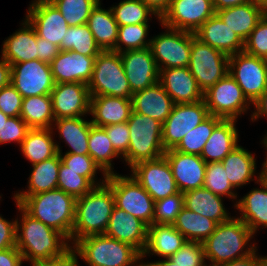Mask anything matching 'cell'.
Masks as SVG:
<instances>
[{"instance_id":"50","label":"cell","mask_w":267,"mask_h":266,"mask_svg":"<svg viewBox=\"0 0 267 266\" xmlns=\"http://www.w3.org/2000/svg\"><path fill=\"white\" fill-rule=\"evenodd\" d=\"M243 51L249 55L267 59V14H264L244 41Z\"/></svg>"},{"instance_id":"19","label":"cell","mask_w":267,"mask_h":266,"mask_svg":"<svg viewBox=\"0 0 267 266\" xmlns=\"http://www.w3.org/2000/svg\"><path fill=\"white\" fill-rule=\"evenodd\" d=\"M50 95L55 119L84 117L90 114L91 97L87 84H55Z\"/></svg>"},{"instance_id":"45","label":"cell","mask_w":267,"mask_h":266,"mask_svg":"<svg viewBox=\"0 0 267 266\" xmlns=\"http://www.w3.org/2000/svg\"><path fill=\"white\" fill-rule=\"evenodd\" d=\"M62 14L69 26L83 25L100 0H49Z\"/></svg>"},{"instance_id":"21","label":"cell","mask_w":267,"mask_h":266,"mask_svg":"<svg viewBox=\"0 0 267 266\" xmlns=\"http://www.w3.org/2000/svg\"><path fill=\"white\" fill-rule=\"evenodd\" d=\"M95 58L72 51H60L50 63L55 84H88L92 77Z\"/></svg>"},{"instance_id":"31","label":"cell","mask_w":267,"mask_h":266,"mask_svg":"<svg viewBox=\"0 0 267 266\" xmlns=\"http://www.w3.org/2000/svg\"><path fill=\"white\" fill-rule=\"evenodd\" d=\"M254 157L255 154L238 145L221 161L227 178L235 189L250 184L251 181L260 180V173H258L259 176H255L256 159Z\"/></svg>"},{"instance_id":"12","label":"cell","mask_w":267,"mask_h":266,"mask_svg":"<svg viewBox=\"0 0 267 266\" xmlns=\"http://www.w3.org/2000/svg\"><path fill=\"white\" fill-rule=\"evenodd\" d=\"M228 74L237 82L244 95L253 104L267 90L266 59L244 51L229 56Z\"/></svg>"},{"instance_id":"17","label":"cell","mask_w":267,"mask_h":266,"mask_svg":"<svg viewBox=\"0 0 267 266\" xmlns=\"http://www.w3.org/2000/svg\"><path fill=\"white\" fill-rule=\"evenodd\" d=\"M25 18L38 37L60 47L69 25L61 12L49 0H32Z\"/></svg>"},{"instance_id":"64","label":"cell","mask_w":267,"mask_h":266,"mask_svg":"<svg viewBox=\"0 0 267 266\" xmlns=\"http://www.w3.org/2000/svg\"><path fill=\"white\" fill-rule=\"evenodd\" d=\"M142 266H183V265H178L175 264L173 261H171L169 258H163V259H159L158 261H154V262H149L147 261L142 263Z\"/></svg>"},{"instance_id":"34","label":"cell","mask_w":267,"mask_h":266,"mask_svg":"<svg viewBox=\"0 0 267 266\" xmlns=\"http://www.w3.org/2000/svg\"><path fill=\"white\" fill-rule=\"evenodd\" d=\"M216 14L231 31L245 41L265 13L253 0L235 7L222 9Z\"/></svg>"},{"instance_id":"37","label":"cell","mask_w":267,"mask_h":266,"mask_svg":"<svg viewBox=\"0 0 267 266\" xmlns=\"http://www.w3.org/2000/svg\"><path fill=\"white\" fill-rule=\"evenodd\" d=\"M86 24L102 51L115 48L119 26L114 19L111 8L103 9L101 1H99L92 9Z\"/></svg>"},{"instance_id":"23","label":"cell","mask_w":267,"mask_h":266,"mask_svg":"<svg viewBox=\"0 0 267 266\" xmlns=\"http://www.w3.org/2000/svg\"><path fill=\"white\" fill-rule=\"evenodd\" d=\"M147 228L143 221L114 206L104 234L128 243L142 253L147 242Z\"/></svg>"},{"instance_id":"1","label":"cell","mask_w":267,"mask_h":266,"mask_svg":"<svg viewBox=\"0 0 267 266\" xmlns=\"http://www.w3.org/2000/svg\"><path fill=\"white\" fill-rule=\"evenodd\" d=\"M16 206L22 216L16 219V247L24 261H47L62 256L72 247L62 233L33 218L18 203Z\"/></svg>"},{"instance_id":"8","label":"cell","mask_w":267,"mask_h":266,"mask_svg":"<svg viewBox=\"0 0 267 266\" xmlns=\"http://www.w3.org/2000/svg\"><path fill=\"white\" fill-rule=\"evenodd\" d=\"M112 190L115 206L143 221L153 224L155 201L130 175L118 173L107 175L105 182Z\"/></svg>"},{"instance_id":"66","label":"cell","mask_w":267,"mask_h":266,"mask_svg":"<svg viewBox=\"0 0 267 266\" xmlns=\"http://www.w3.org/2000/svg\"><path fill=\"white\" fill-rule=\"evenodd\" d=\"M261 10L267 14V0H254Z\"/></svg>"},{"instance_id":"15","label":"cell","mask_w":267,"mask_h":266,"mask_svg":"<svg viewBox=\"0 0 267 266\" xmlns=\"http://www.w3.org/2000/svg\"><path fill=\"white\" fill-rule=\"evenodd\" d=\"M11 84L23 98L51 94L55 86L50 64L39 59L11 65Z\"/></svg>"},{"instance_id":"58","label":"cell","mask_w":267,"mask_h":266,"mask_svg":"<svg viewBox=\"0 0 267 266\" xmlns=\"http://www.w3.org/2000/svg\"><path fill=\"white\" fill-rule=\"evenodd\" d=\"M23 256L17 247L0 251V266H22Z\"/></svg>"},{"instance_id":"56","label":"cell","mask_w":267,"mask_h":266,"mask_svg":"<svg viewBox=\"0 0 267 266\" xmlns=\"http://www.w3.org/2000/svg\"><path fill=\"white\" fill-rule=\"evenodd\" d=\"M78 255L76 251L71 247L62 256L53 258L47 261L31 263L32 266H79Z\"/></svg>"},{"instance_id":"32","label":"cell","mask_w":267,"mask_h":266,"mask_svg":"<svg viewBox=\"0 0 267 266\" xmlns=\"http://www.w3.org/2000/svg\"><path fill=\"white\" fill-rule=\"evenodd\" d=\"M91 120L83 117L55 119L51 129H57L59 138L70 148L66 153L89 155L88 140Z\"/></svg>"},{"instance_id":"24","label":"cell","mask_w":267,"mask_h":266,"mask_svg":"<svg viewBox=\"0 0 267 266\" xmlns=\"http://www.w3.org/2000/svg\"><path fill=\"white\" fill-rule=\"evenodd\" d=\"M194 34L202 43L208 44L228 56L244 50V41L231 31L217 14L207 19Z\"/></svg>"},{"instance_id":"39","label":"cell","mask_w":267,"mask_h":266,"mask_svg":"<svg viewBox=\"0 0 267 266\" xmlns=\"http://www.w3.org/2000/svg\"><path fill=\"white\" fill-rule=\"evenodd\" d=\"M173 226L187 241L202 243L215 231L217 223L214 220L183 207L177 215Z\"/></svg>"},{"instance_id":"61","label":"cell","mask_w":267,"mask_h":266,"mask_svg":"<svg viewBox=\"0 0 267 266\" xmlns=\"http://www.w3.org/2000/svg\"><path fill=\"white\" fill-rule=\"evenodd\" d=\"M145 5L149 6L161 18L168 10L171 0H141Z\"/></svg>"},{"instance_id":"68","label":"cell","mask_w":267,"mask_h":266,"mask_svg":"<svg viewBox=\"0 0 267 266\" xmlns=\"http://www.w3.org/2000/svg\"><path fill=\"white\" fill-rule=\"evenodd\" d=\"M261 142H262V145L264 144L265 150H267V135L264 136Z\"/></svg>"},{"instance_id":"60","label":"cell","mask_w":267,"mask_h":266,"mask_svg":"<svg viewBox=\"0 0 267 266\" xmlns=\"http://www.w3.org/2000/svg\"><path fill=\"white\" fill-rule=\"evenodd\" d=\"M253 107H255L254 112L250 115L252 122L267 117V90L253 103Z\"/></svg>"},{"instance_id":"13","label":"cell","mask_w":267,"mask_h":266,"mask_svg":"<svg viewBox=\"0 0 267 266\" xmlns=\"http://www.w3.org/2000/svg\"><path fill=\"white\" fill-rule=\"evenodd\" d=\"M209 116L204 100L175 104L163 123L162 145L165 151L174 149L191 130Z\"/></svg>"},{"instance_id":"43","label":"cell","mask_w":267,"mask_h":266,"mask_svg":"<svg viewBox=\"0 0 267 266\" xmlns=\"http://www.w3.org/2000/svg\"><path fill=\"white\" fill-rule=\"evenodd\" d=\"M222 120L219 117L209 115L202 123L186 134L174 150L200 156L214 128Z\"/></svg>"},{"instance_id":"59","label":"cell","mask_w":267,"mask_h":266,"mask_svg":"<svg viewBox=\"0 0 267 266\" xmlns=\"http://www.w3.org/2000/svg\"><path fill=\"white\" fill-rule=\"evenodd\" d=\"M257 249L247 257L237 259L225 264H222L220 266H264L261 256L258 255Z\"/></svg>"},{"instance_id":"16","label":"cell","mask_w":267,"mask_h":266,"mask_svg":"<svg viewBox=\"0 0 267 266\" xmlns=\"http://www.w3.org/2000/svg\"><path fill=\"white\" fill-rule=\"evenodd\" d=\"M215 14L212 0H171L159 22L173 29L194 33Z\"/></svg>"},{"instance_id":"52","label":"cell","mask_w":267,"mask_h":266,"mask_svg":"<svg viewBox=\"0 0 267 266\" xmlns=\"http://www.w3.org/2000/svg\"><path fill=\"white\" fill-rule=\"evenodd\" d=\"M30 130L20 116L9 117L0 128V145L14 142L20 146Z\"/></svg>"},{"instance_id":"6","label":"cell","mask_w":267,"mask_h":266,"mask_svg":"<svg viewBox=\"0 0 267 266\" xmlns=\"http://www.w3.org/2000/svg\"><path fill=\"white\" fill-rule=\"evenodd\" d=\"M130 131L129 149L122 157L128 167L156 160L166 152L162 145L163 124L149 116L132 111L127 121Z\"/></svg>"},{"instance_id":"4","label":"cell","mask_w":267,"mask_h":266,"mask_svg":"<svg viewBox=\"0 0 267 266\" xmlns=\"http://www.w3.org/2000/svg\"><path fill=\"white\" fill-rule=\"evenodd\" d=\"M76 199L59 188L22 197L17 203L33 218L59 231L71 242Z\"/></svg>"},{"instance_id":"3","label":"cell","mask_w":267,"mask_h":266,"mask_svg":"<svg viewBox=\"0 0 267 266\" xmlns=\"http://www.w3.org/2000/svg\"><path fill=\"white\" fill-rule=\"evenodd\" d=\"M114 206L113 192L106 183L77 198L70 245L87 236L104 234Z\"/></svg>"},{"instance_id":"40","label":"cell","mask_w":267,"mask_h":266,"mask_svg":"<svg viewBox=\"0 0 267 266\" xmlns=\"http://www.w3.org/2000/svg\"><path fill=\"white\" fill-rule=\"evenodd\" d=\"M89 156L106 174H114L112 160L120 155L115 151L106 131L91 124L88 140Z\"/></svg>"},{"instance_id":"26","label":"cell","mask_w":267,"mask_h":266,"mask_svg":"<svg viewBox=\"0 0 267 266\" xmlns=\"http://www.w3.org/2000/svg\"><path fill=\"white\" fill-rule=\"evenodd\" d=\"M91 123L97 127L127 122L133 111L131 98L90 96Z\"/></svg>"},{"instance_id":"44","label":"cell","mask_w":267,"mask_h":266,"mask_svg":"<svg viewBox=\"0 0 267 266\" xmlns=\"http://www.w3.org/2000/svg\"><path fill=\"white\" fill-rule=\"evenodd\" d=\"M148 28L149 23L119 26L117 43L112 51L121 53L127 50L150 47L151 39H147Z\"/></svg>"},{"instance_id":"54","label":"cell","mask_w":267,"mask_h":266,"mask_svg":"<svg viewBox=\"0 0 267 266\" xmlns=\"http://www.w3.org/2000/svg\"><path fill=\"white\" fill-rule=\"evenodd\" d=\"M22 100V95L12 84L0 89V110L8 117L20 116Z\"/></svg>"},{"instance_id":"5","label":"cell","mask_w":267,"mask_h":266,"mask_svg":"<svg viewBox=\"0 0 267 266\" xmlns=\"http://www.w3.org/2000/svg\"><path fill=\"white\" fill-rule=\"evenodd\" d=\"M72 248L89 266H142L143 263L136 248L105 234L79 239Z\"/></svg>"},{"instance_id":"48","label":"cell","mask_w":267,"mask_h":266,"mask_svg":"<svg viewBox=\"0 0 267 266\" xmlns=\"http://www.w3.org/2000/svg\"><path fill=\"white\" fill-rule=\"evenodd\" d=\"M94 187L86 177L78 175V172L70 170L61 162L57 188L77 199L90 192Z\"/></svg>"},{"instance_id":"62","label":"cell","mask_w":267,"mask_h":266,"mask_svg":"<svg viewBox=\"0 0 267 266\" xmlns=\"http://www.w3.org/2000/svg\"><path fill=\"white\" fill-rule=\"evenodd\" d=\"M11 84V65L1 57L0 59V89Z\"/></svg>"},{"instance_id":"33","label":"cell","mask_w":267,"mask_h":266,"mask_svg":"<svg viewBox=\"0 0 267 266\" xmlns=\"http://www.w3.org/2000/svg\"><path fill=\"white\" fill-rule=\"evenodd\" d=\"M61 164L60 154L32 165L27 190L19 191L13 198L17 203L22 197H29L39 193L51 191L57 188L59 168Z\"/></svg>"},{"instance_id":"35","label":"cell","mask_w":267,"mask_h":266,"mask_svg":"<svg viewBox=\"0 0 267 266\" xmlns=\"http://www.w3.org/2000/svg\"><path fill=\"white\" fill-rule=\"evenodd\" d=\"M184 207L203 215L217 224L229 220L232 216L225 209L223 197L213 194L204 187L183 193ZM230 215V216H229Z\"/></svg>"},{"instance_id":"42","label":"cell","mask_w":267,"mask_h":266,"mask_svg":"<svg viewBox=\"0 0 267 266\" xmlns=\"http://www.w3.org/2000/svg\"><path fill=\"white\" fill-rule=\"evenodd\" d=\"M110 8L118 26L149 23L153 15L160 21L155 12L141 0H123Z\"/></svg>"},{"instance_id":"69","label":"cell","mask_w":267,"mask_h":266,"mask_svg":"<svg viewBox=\"0 0 267 266\" xmlns=\"http://www.w3.org/2000/svg\"><path fill=\"white\" fill-rule=\"evenodd\" d=\"M262 262L264 266H267V256H261Z\"/></svg>"},{"instance_id":"2","label":"cell","mask_w":267,"mask_h":266,"mask_svg":"<svg viewBox=\"0 0 267 266\" xmlns=\"http://www.w3.org/2000/svg\"><path fill=\"white\" fill-rule=\"evenodd\" d=\"M254 236L236 215L217 224L215 231L202 242L205 260H209L207 266H220L252 254L258 249L255 243L249 244Z\"/></svg>"},{"instance_id":"55","label":"cell","mask_w":267,"mask_h":266,"mask_svg":"<svg viewBox=\"0 0 267 266\" xmlns=\"http://www.w3.org/2000/svg\"><path fill=\"white\" fill-rule=\"evenodd\" d=\"M12 247H16V219L9 221L0 215V251Z\"/></svg>"},{"instance_id":"67","label":"cell","mask_w":267,"mask_h":266,"mask_svg":"<svg viewBox=\"0 0 267 266\" xmlns=\"http://www.w3.org/2000/svg\"><path fill=\"white\" fill-rule=\"evenodd\" d=\"M8 118L9 117L0 110V128L4 122L8 121Z\"/></svg>"},{"instance_id":"53","label":"cell","mask_w":267,"mask_h":266,"mask_svg":"<svg viewBox=\"0 0 267 266\" xmlns=\"http://www.w3.org/2000/svg\"><path fill=\"white\" fill-rule=\"evenodd\" d=\"M109 137L113 148L120 155V158L127 153L129 149L130 131L127 122L113 124L102 127Z\"/></svg>"},{"instance_id":"27","label":"cell","mask_w":267,"mask_h":266,"mask_svg":"<svg viewBox=\"0 0 267 266\" xmlns=\"http://www.w3.org/2000/svg\"><path fill=\"white\" fill-rule=\"evenodd\" d=\"M131 101L134 112L149 116L162 124L175 105L159 82L146 89L134 92Z\"/></svg>"},{"instance_id":"18","label":"cell","mask_w":267,"mask_h":266,"mask_svg":"<svg viewBox=\"0 0 267 266\" xmlns=\"http://www.w3.org/2000/svg\"><path fill=\"white\" fill-rule=\"evenodd\" d=\"M120 56L133 93L159 81V69L149 47L123 51Z\"/></svg>"},{"instance_id":"25","label":"cell","mask_w":267,"mask_h":266,"mask_svg":"<svg viewBox=\"0 0 267 266\" xmlns=\"http://www.w3.org/2000/svg\"><path fill=\"white\" fill-rule=\"evenodd\" d=\"M22 27L4 39L1 57L10 65L38 59L37 33L25 18Z\"/></svg>"},{"instance_id":"30","label":"cell","mask_w":267,"mask_h":266,"mask_svg":"<svg viewBox=\"0 0 267 266\" xmlns=\"http://www.w3.org/2000/svg\"><path fill=\"white\" fill-rule=\"evenodd\" d=\"M237 120H222L207 140L200 157L206 162H221L238 144Z\"/></svg>"},{"instance_id":"9","label":"cell","mask_w":267,"mask_h":266,"mask_svg":"<svg viewBox=\"0 0 267 266\" xmlns=\"http://www.w3.org/2000/svg\"><path fill=\"white\" fill-rule=\"evenodd\" d=\"M189 71L205 93L229 72V56L202 43L192 32Z\"/></svg>"},{"instance_id":"14","label":"cell","mask_w":267,"mask_h":266,"mask_svg":"<svg viewBox=\"0 0 267 266\" xmlns=\"http://www.w3.org/2000/svg\"><path fill=\"white\" fill-rule=\"evenodd\" d=\"M130 170L131 176L155 202L179 192L171 167L164 156L156 160L140 162Z\"/></svg>"},{"instance_id":"49","label":"cell","mask_w":267,"mask_h":266,"mask_svg":"<svg viewBox=\"0 0 267 266\" xmlns=\"http://www.w3.org/2000/svg\"><path fill=\"white\" fill-rule=\"evenodd\" d=\"M184 207L182 192L155 202L153 224H173Z\"/></svg>"},{"instance_id":"10","label":"cell","mask_w":267,"mask_h":266,"mask_svg":"<svg viewBox=\"0 0 267 266\" xmlns=\"http://www.w3.org/2000/svg\"><path fill=\"white\" fill-rule=\"evenodd\" d=\"M203 100L209 115L223 120H237L253 105L229 74L203 93Z\"/></svg>"},{"instance_id":"20","label":"cell","mask_w":267,"mask_h":266,"mask_svg":"<svg viewBox=\"0 0 267 266\" xmlns=\"http://www.w3.org/2000/svg\"><path fill=\"white\" fill-rule=\"evenodd\" d=\"M163 156L171 167L179 192L185 193L204 186L207 163L199 155L170 149Z\"/></svg>"},{"instance_id":"65","label":"cell","mask_w":267,"mask_h":266,"mask_svg":"<svg viewBox=\"0 0 267 266\" xmlns=\"http://www.w3.org/2000/svg\"><path fill=\"white\" fill-rule=\"evenodd\" d=\"M265 156V161L262 163V169L260 170V179L267 185V154Z\"/></svg>"},{"instance_id":"7","label":"cell","mask_w":267,"mask_h":266,"mask_svg":"<svg viewBox=\"0 0 267 266\" xmlns=\"http://www.w3.org/2000/svg\"><path fill=\"white\" fill-rule=\"evenodd\" d=\"M90 96L131 98L133 92L125 75L119 52L101 51L94 61V69L87 84Z\"/></svg>"},{"instance_id":"47","label":"cell","mask_w":267,"mask_h":266,"mask_svg":"<svg viewBox=\"0 0 267 266\" xmlns=\"http://www.w3.org/2000/svg\"><path fill=\"white\" fill-rule=\"evenodd\" d=\"M60 154L61 162L70 170L78 172V175L86 177L94 186L102 185L106 182L107 175L99 168L94 160L89 155H77L74 153L58 152ZM97 171L102 172L103 176L97 181ZM102 181V182H101Z\"/></svg>"},{"instance_id":"41","label":"cell","mask_w":267,"mask_h":266,"mask_svg":"<svg viewBox=\"0 0 267 266\" xmlns=\"http://www.w3.org/2000/svg\"><path fill=\"white\" fill-rule=\"evenodd\" d=\"M59 48L61 51H72L88 57H97L102 51L87 24L69 26Z\"/></svg>"},{"instance_id":"29","label":"cell","mask_w":267,"mask_h":266,"mask_svg":"<svg viewBox=\"0 0 267 266\" xmlns=\"http://www.w3.org/2000/svg\"><path fill=\"white\" fill-rule=\"evenodd\" d=\"M187 242L173 224H152L147 228V242L141 259L147 256L169 258ZM147 255V256H146Z\"/></svg>"},{"instance_id":"46","label":"cell","mask_w":267,"mask_h":266,"mask_svg":"<svg viewBox=\"0 0 267 266\" xmlns=\"http://www.w3.org/2000/svg\"><path fill=\"white\" fill-rule=\"evenodd\" d=\"M203 187L215 195L236 200L234 203L236 205V189L229 182L225 168L221 162L207 163Z\"/></svg>"},{"instance_id":"22","label":"cell","mask_w":267,"mask_h":266,"mask_svg":"<svg viewBox=\"0 0 267 266\" xmlns=\"http://www.w3.org/2000/svg\"><path fill=\"white\" fill-rule=\"evenodd\" d=\"M161 86L175 104H187L203 100V92L188 67L159 70Z\"/></svg>"},{"instance_id":"38","label":"cell","mask_w":267,"mask_h":266,"mask_svg":"<svg viewBox=\"0 0 267 266\" xmlns=\"http://www.w3.org/2000/svg\"><path fill=\"white\" fill-rule=\"evenodd\" d=\"M30 129H49L55 120L50 94L23 98L20 113Z\"/></svg>"},{"instance_id":"28","label":"cell","mask_w":267,"mask_h":266,"mask_svg":"<svg viewBox=\"0 0 267 266\" xmlns=\"http://www.w3.org/2000/svg\"><path fill=\"white\" fill-rule=\"evenodd\" d=\"M256 183L260 188H253L234 205L241 215L238 218L253 234H256L260 228H267V185L261 179Z\"/></svg>"},{"instance_id":"11","label":"cell","mask_w":267,"mask_h":266,"mask_svg":"<svg viewBox=\"0 0 267 266\" xmlns=\"http://www.w3.org/2000/svg\"><path fill=\"white\" fill-rule=\"evenodd\" d=\"M166 28L165 32L154 36L150 49L159 70L188 67L192 45V32Z\"/></svg>"},{"instance_id":"51","label":"cell","mask_w":267,"mask_h":266,"mask_svg":"<svg viewBox=\"0 0 267 266\" xmlns=\"http://www.w3.org/2000/svg\"><path fill=\"white\" fill-rule=\"evenodd\" d=\"M169 259L183 266H207L203 245L200 242H185Z\"/></svg>"},{"instance_id":"63","label":"cell","mask_w":267,"mask_h":266,"mask_svg":"<svg viewBox=\"0 0 267 266\" xmlns=\"http://www.w3.org/2000/svg\"><path fill=\"white\" fill-rule=\"evenodd\" d=\"M253 0H212L215 11H220L225 8L235 7Z\"/></svg>"},{"instance_id":"57","label":"cell","mask_w":267,"mask_h":266,"mask_svg":"<svg viewBox=\"0 0 267 266\" xmlns=\"http://www.w3.org/2000/svg\"><path fill=\"white\" fill-rule=\"evenodd\" d=\"M36 44L38 46V59L49 64L61 51L59 46L38 37V35Z\"/></svg>"},{"instance_id":"36","label":"cell","mask_w":267,"mask_h":266,"mask_svg":"<svg viewBox=\"0 0 267 266\" xmlns=\"http://www.w3.org/2000/svg\"><path fill=\"white\" fill-rule=\"evenodd\" d=\"M53 130L49 129H30L23 142L20 150L23 156L31 162L32 165L50 159L62 151L59 142H54Z\"/></svg>"}]
</instances>
